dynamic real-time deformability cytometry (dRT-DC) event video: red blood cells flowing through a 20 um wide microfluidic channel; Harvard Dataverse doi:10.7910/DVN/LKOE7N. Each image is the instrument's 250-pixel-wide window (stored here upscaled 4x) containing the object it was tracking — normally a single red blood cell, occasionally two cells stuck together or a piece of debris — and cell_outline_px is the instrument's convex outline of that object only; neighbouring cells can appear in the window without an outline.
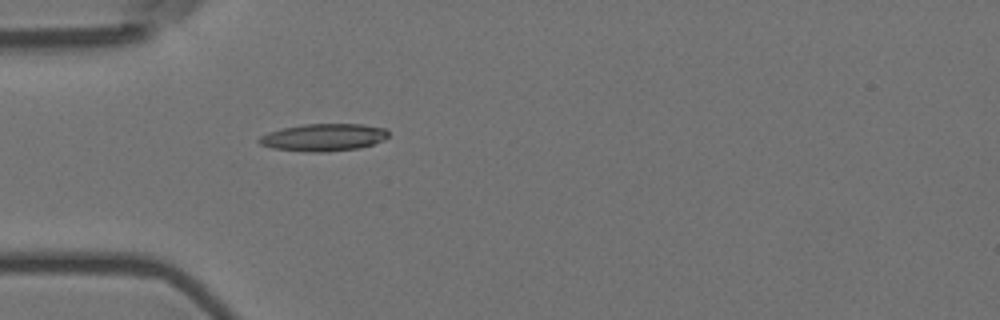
{"species": "Egyptian fruit bat (a non-hibernating species)", "species_latin": "Rousettus aegyptiacus", "temperature_condition": "room temperature", "stored_images_in_passage": 5, "camera_frame_rate_fps": 3000, "um_per_image_px": 0.085, "animal": {"sex": "female"}, "frame": {"image": 1, "passage_image": 5, "time_ms": 1.333, "image_size_px": [1000, 320], "cell_outline_px": [[388, 136], [384, 140], [360, 148], [324, 152], [308, 152], [272, 148], [260, 144], [256, 140], [260, 136], [268, 132], [284, 128], [304, 124], [360, 124], [384, 128], [388, 132]], "centroid_in_image_um": [27.48, 11.68], "position_along_channel_um": 57.5, "area_um2": 20.58}}